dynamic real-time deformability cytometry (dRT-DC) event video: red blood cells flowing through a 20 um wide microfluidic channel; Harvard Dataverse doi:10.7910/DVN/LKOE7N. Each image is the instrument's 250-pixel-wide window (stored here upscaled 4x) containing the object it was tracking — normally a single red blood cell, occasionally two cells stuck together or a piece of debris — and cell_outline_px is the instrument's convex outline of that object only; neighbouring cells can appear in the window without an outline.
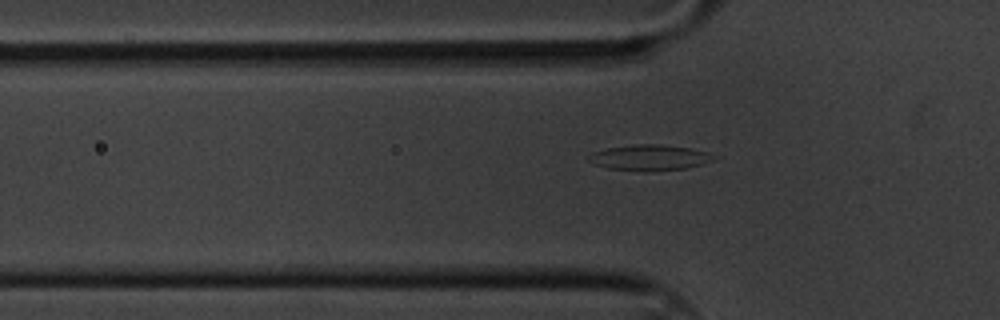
{"species": "common noctule bat (a hibernating species)", "species_latin": "Nyctalus noctula", "temperature_condition": "cold", "stored_images_in_passage": 3, "segment_of_instrument_passage": [2, 2], "camera_frame_rate_fps": 3000, "um_per_image_px": 0.085, "animal": {"sex": "male", "body_mass_g": 20.1, "forearm_length_mm": 53.5}, "frame": {"image": 1, "passage_image": 3, "time_ms": 0.667, "image_size_px": [1000, 320], "cell_outline_px": [[720, 156], [704, 164], [684, 168], [648, 172], [644, 172], [608, 168], [592, 164], [588, 160], [588, 156], [592, 152], [604, 148], [636, 144], [660, 144], [688, 148]], "centroid_in_image_um": [55.17, 13.4], "position_along_channel_um": 70.6, "area_um2": 18.9}}